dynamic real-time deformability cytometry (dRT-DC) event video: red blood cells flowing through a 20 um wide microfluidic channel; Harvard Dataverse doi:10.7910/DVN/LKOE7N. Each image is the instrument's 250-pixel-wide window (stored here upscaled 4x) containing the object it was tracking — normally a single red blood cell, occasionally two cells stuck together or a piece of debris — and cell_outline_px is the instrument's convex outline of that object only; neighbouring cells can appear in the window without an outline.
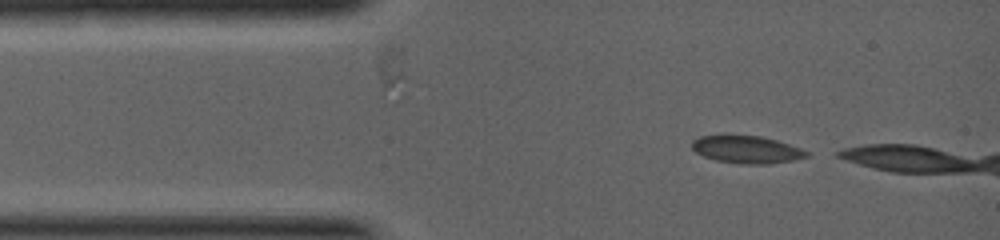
{"species": "common noctule bat (a hibernating species)", "species_latin": "Nyctalus noctula", "temperature_condition": "warm", "stored_images_in_passage": 3, "camera_frame_rate_fps": 5000, "um_per_image_px": 0.085, "animal": {"sex": "female", "body_mass_g": 19.0, "forearm_length_mm": 53.3}, "frame": {"image": 1, "passage_image": 3, "time_ms": 1.0, "image_size_px": [1000, 240], "cell_outline_px": [[808, 156], [792, 160], [768, 164], [740, 164], [716, 160], [704, 156], [696, 152], [692, 148], [692, 140], [700, 136], [760, 136], [776, 140], [800, 148], [808, 152]], "centroid_in_image_um": [63.45, 12.72], "position_along_channel_um": 21.5, "area_um2": 18.03}}